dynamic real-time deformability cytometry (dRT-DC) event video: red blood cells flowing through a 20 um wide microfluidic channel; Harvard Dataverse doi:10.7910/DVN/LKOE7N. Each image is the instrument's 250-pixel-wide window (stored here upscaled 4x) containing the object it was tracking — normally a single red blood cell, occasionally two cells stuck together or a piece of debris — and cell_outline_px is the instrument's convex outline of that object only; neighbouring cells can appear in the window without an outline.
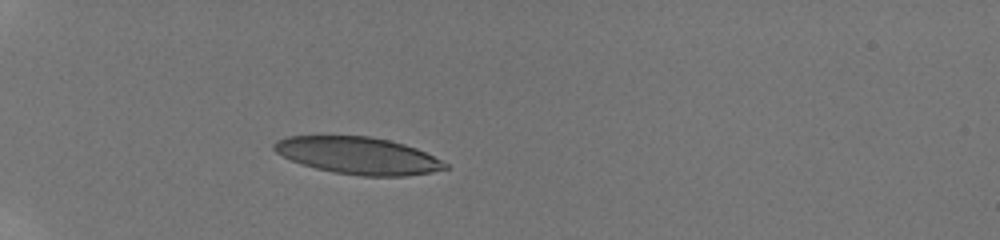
{"species": "human", "species_latin": "Homo sapiens", "temperature_condition": "room temperature", "stored_images_in_passage": 37, "camera_frame_rate_fps": 3000, "um_per_image_px": 0.085, "donor": {"sex": "male"}, "frame": {"image": 1, "passage_image": 1, "time_ms": 0.0, "image_size_px": [1000, 240], "cell_outline_px": [[448, 168], [432, 172], [408, 176], [360, 176], [332, 172], [300, 164], [276, 152], [272, 148], [272, 144], [276, 140], [288, 136], [368, 136], [388, 140], [404, 144], [416, 148], [448, 164]], "centroid_in_image_um": [30.41, 13.23], "position_along_channel_um": 54.6, "area_um2": 36.88}}
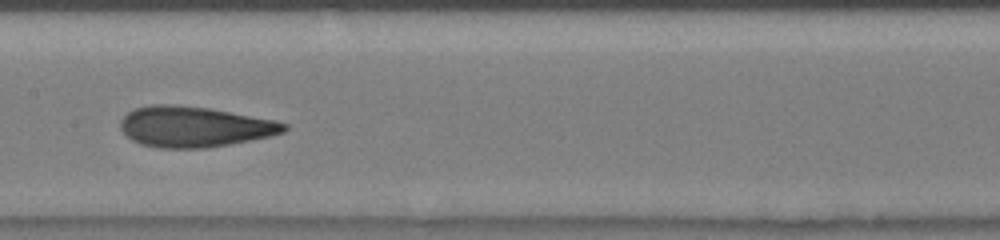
{"frame": {"image": 2, "passage_image": 14, "time_ms": 4.333, "image_size_px": [1000, 240], "cell_outline_px": [[288, 128], [284, 132], [268, 136], [208, 148], [160, 148], [140, 144], [132, 140], [120, 128], [120, 120], [128, 112], [136, 108], [152, 104], [172, 104], [208, 108], [276, 120], [288, 124]], "centroid_in_image_um": [16.5, 10.77], "position_along_channel_um": 190.9, "area_um2": 38.55}}
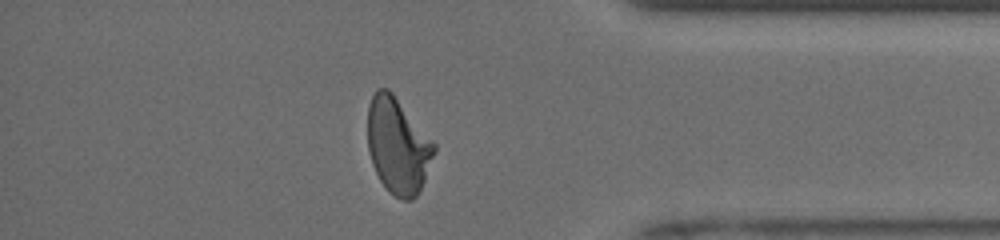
{"frame": {"image": 3, "passage_image": 31, "time_ms": 10.0, "image_size_px": [1000, 240], "cell_outline_px": [[436, 152], [424, 180], [416, 196], [412, 200], [404, 200], [396, 196], [380, 180], [372, 164], [368, 148], [368, 104], [376, 88], [388, 88], [392, 92], [436, 144]], "centroid_in_image_um": [33.82, 12.35], "position_along_channel_um": 401.4, "area_um2": 36.88}, "authors_computed_cell_mechanics": {"area_um2": 37.4544, "velocity_mm_per_s": 3.9589, "shape_relaxation_time_tau1_ms": 5.6195, "shape_relaxation_time_tau2_ms": 1.1209, "deformation_change_tau1": 0.2111, "deformation_change_tau2": 0.0787}}